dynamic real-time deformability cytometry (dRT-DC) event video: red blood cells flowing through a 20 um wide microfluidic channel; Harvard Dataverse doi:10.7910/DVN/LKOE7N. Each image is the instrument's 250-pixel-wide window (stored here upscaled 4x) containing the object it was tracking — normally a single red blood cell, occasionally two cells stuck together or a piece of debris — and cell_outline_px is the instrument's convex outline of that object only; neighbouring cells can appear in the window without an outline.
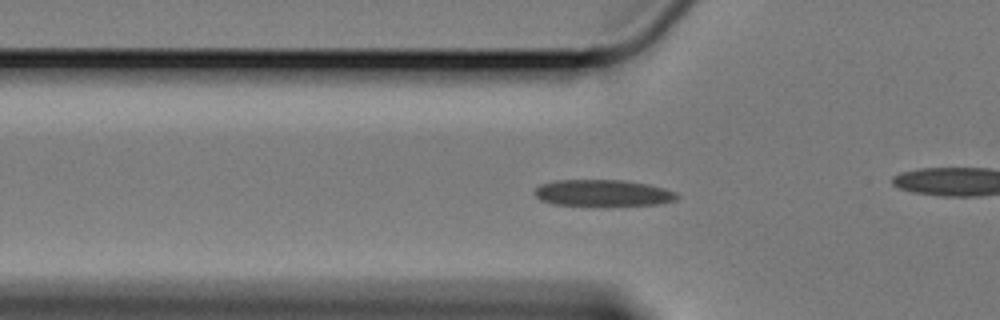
{"species": "Egyptian fruit bat (a non-hibernating species)", "species_latin": "Rousettus aegyptiacus", "temperature_condition": "cold", "stored_images_in_passage": 59, "camera_frame_rate_fps": 3000, "um_per_image_px": 0.085, "animal": {"sex": "female"}, "frame": {"image": 1, "passage_image": 19, "time_ms": 6.0, "image_size_px": [1000, 320], "cell_outline_px": [[680, 196], [676, 200], [660, 204], [552, 204], [540, 200], [532, 192], [540, 184], [556, 180], [624, 180], [648, 184], [664, 188], [676, 192]], "centroid_in_image_um": [51.24, 16.38], "position_along_channel_um": 74.6, "area_um2": 21.62}}
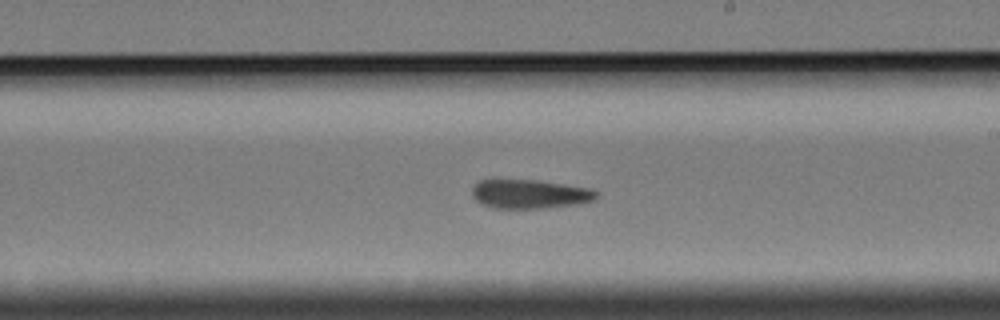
{"frame": {"image": 2, "passage_image": 34, "time_ms": 11.0, "image_size_px": [1000, 320], "cell_outline_px": [[600, 192], [596, 200], [580, 204], [548, 208], [492, 208], [476, 200], [472, 196], [472, 188], [480, 180], [536, 180], [592, 188]], "centroid_in_image_um": [45.11, 16.5], "position_along_channel_um": 243.9, "area_um2": 21.21}}
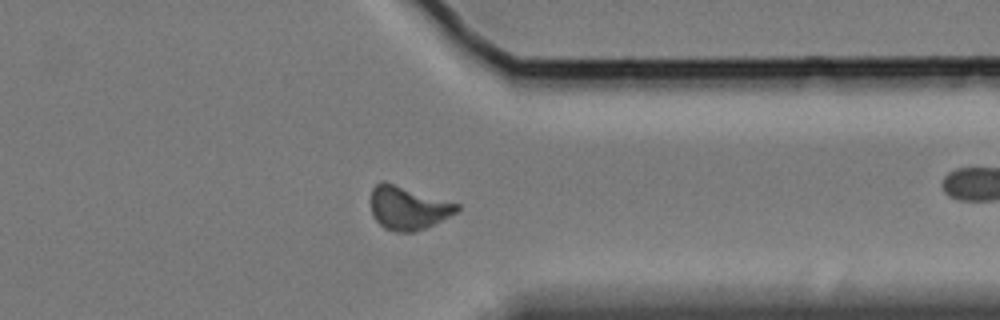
{"frame": {"image": 3, "passage_image": 46, "time_ms": 15.0, "image_size_px": [1000, 320], "cell_outline_px": [[460, 208], [456, 212], [424, 228], [412, 232], [396, 232], [384, 228], [372, 216], [372, 188], [376, 184], [384, 180], [460, 204]], "centroid_in_image_um": [34.66, 17.65], "position_along_channel_um": 376.7, "area_um2": 21.56}, "authors_computed_cell_mechanics": {"area_um2": 21.5594, "velocity_mm_per_s": 3.3798, "shape_relaxation_time_tau1_ms": 7.5593, "shape_relaxation_time_tau2_ms": 3.2641, "deformation_change_tau1": 0.1502, "deformation_change_tau2": 0.0948}}